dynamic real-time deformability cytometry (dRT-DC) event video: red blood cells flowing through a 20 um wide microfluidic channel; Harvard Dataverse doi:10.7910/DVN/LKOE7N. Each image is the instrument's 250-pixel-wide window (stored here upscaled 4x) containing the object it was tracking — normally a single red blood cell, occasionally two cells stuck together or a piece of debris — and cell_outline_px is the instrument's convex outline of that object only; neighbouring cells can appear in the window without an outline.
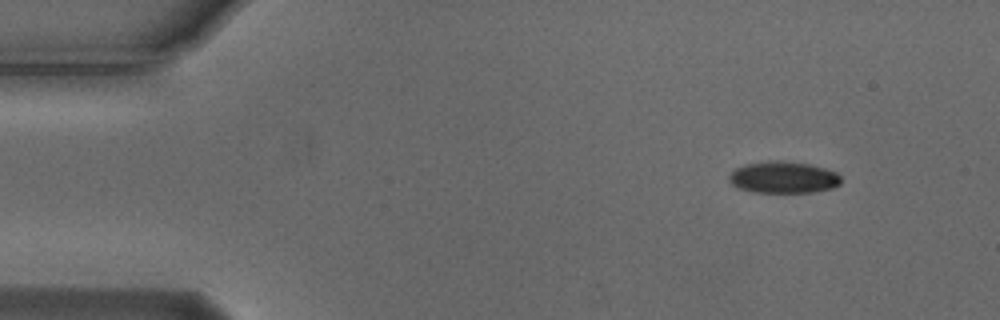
{"species": "Egyptian fruit bat (a non-hibernating species)", "species_latin": "Rousettus aegyptiacus", "temperature_condition": "cold", "stored_images_in_passage": 50, "camera_frame_rate_fps": 3000, "um_per_image_px": 0.085, "animal": {"sex": "male"}, "frame": {"image": 1, "passage_image": 1, "time_ms": 0.0, "image_size_px": [1000, 320], "cell_outline_px": [[840, 184], [832, 188], [812, 192], [752, 192], [740, 188], [732, 184], [728, 180], [728, 176], [736, 168], [748, 164], [772, 160], [808, 164], [824, 168], [836, 172], [840, 176]], "centroid_in_image_um": [66.58, 15.08], "position_along_channel_um": 18.4, "area_um2": 20.4}}
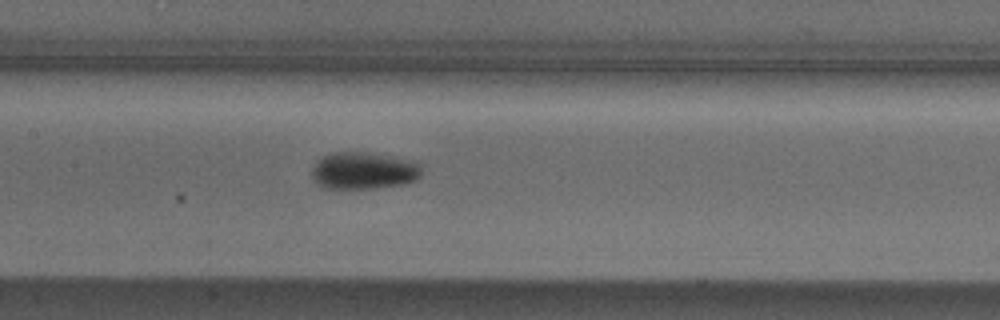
{"frame": {"image": 2, "passage_image": 21, "time_ms": 6.667, "image_size_px": [1000, 320], "cell_outline_px": [[424, 164], [420, 176], [416, 180], [404, 184], [372, 188], [320, 188], [312, 180], [312, 168], [316, 160], [320, 156], [332, 152], [364, 152], [420, 160]], "centroid_in_image_um": [30.94, 14.49], "position_along_channel_um": 176.5, "area_um2": 24.51}}
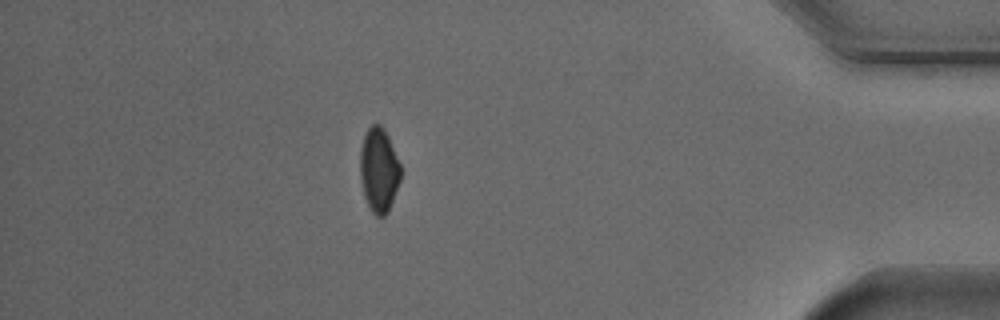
{"frame": {"image": 3, "passage_image": 43, "time_ms": 14.0, "image_size_px": [1000, 320], "cell_outline_px": [[400, 180], [388, 212], [384, 216], [376, 216], [368, 208], [364, 196], [360, 180], [360, 148], [364, 136], [368, 128], [372, 124], [380, 124], [384, 128], [388, 136], [400, 164]], "centroid_in_image_um": [32.19, 14.46], "position_along_channel_um": 403.0, "area_um2": 20.0}, "authors_computed_cell_mechanics": {"area_um2": 21.5305, "velocity_mm_per_s": 3.7364, "shape_relaxation_time_tau1_ms": 3.8782, "shape_relaxation_time_tau2_ms": null, "deformation_change_tau1": 0.0891, "deformation_change_tau2": null}}